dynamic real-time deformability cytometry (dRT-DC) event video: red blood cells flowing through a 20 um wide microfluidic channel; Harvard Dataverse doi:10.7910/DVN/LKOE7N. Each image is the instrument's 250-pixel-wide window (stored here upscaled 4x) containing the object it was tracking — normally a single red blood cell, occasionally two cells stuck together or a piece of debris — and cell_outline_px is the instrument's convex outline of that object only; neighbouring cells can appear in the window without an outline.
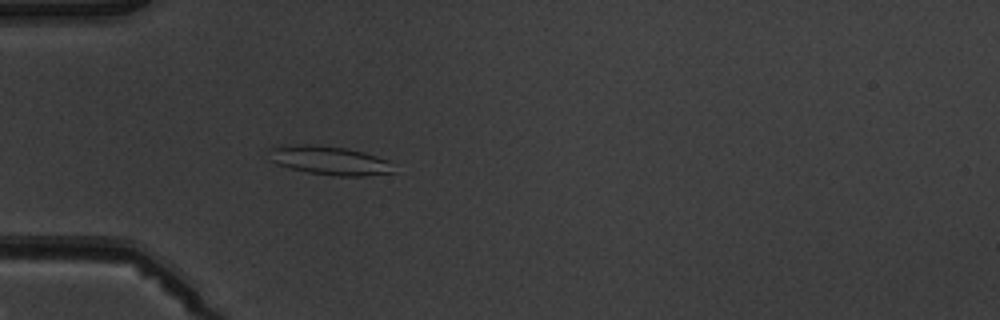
{"species": "common noctule bat (a hibernating species)", "species_latin": "Nyctalus noctula", "temperature_condition": "warm", "stored_images_in_passage": 2, "camera_frame_rate_fps": 3000, "um_per_image_px": 0.085, "animal": {"sex": "male", "body_mass_g": 19.5, "forearm_length_mm": 54.6}, "frame": {"image": 1, "passage_image": 2, "time_ms": 1.0, "image_size_px": [1000, 320], "cell_outline_px": [[396, 172], [364, 176], [336, 176], [308, 172], [276, 164], [268, 160], [268, 148], [280, 144], [312, 144], [344, 148], [364, 152], [388, 160]], "centroid_in_image_um": [27.93, 13.62], "position_along_channel_um": 57.1, "area_um2": 21.21}}